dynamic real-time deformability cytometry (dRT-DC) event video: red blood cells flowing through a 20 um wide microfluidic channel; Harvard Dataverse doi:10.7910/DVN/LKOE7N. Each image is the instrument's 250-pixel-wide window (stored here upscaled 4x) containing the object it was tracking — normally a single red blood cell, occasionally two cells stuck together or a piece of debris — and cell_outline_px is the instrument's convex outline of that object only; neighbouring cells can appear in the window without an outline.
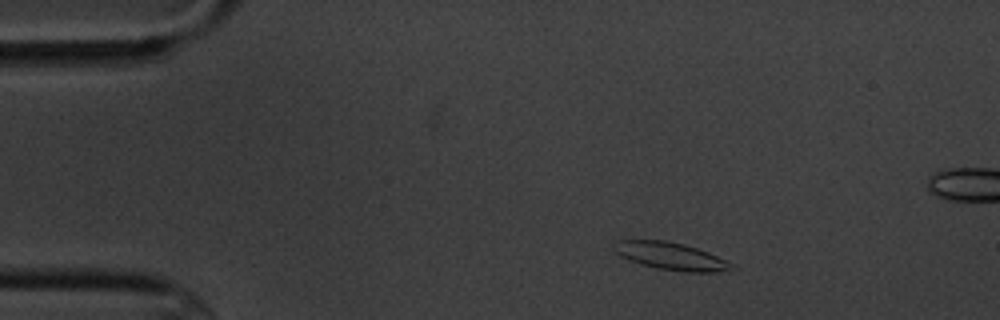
{"species": "common noctule bat (a hibernating species)", "species_latin": "Nyctalus noctula", "temperature_condition": "cold", "stored_images_in_passage": 3, "camera_frame_rate_fps": 3000, "um_per_image_px": 0.085, "animal": {"sex": "male", "body_mass_g": 20.1, "forearm_length_mm": 53.5}, "frame": {"image": 1, "passage_image": 1, "time_ms": 0.0, "image_size_px": [1000, 320], "cell_outline_px": [[740, 268], [716, 272], [684, 272], [656, 268], [640, 264], [620, 256], [612, 248], [612, 244], [616, 240], [668, 240], [684, 244], [708, 252]], "centroid_in_image_um": [57.0, 21.77], "position_along_channel_um": 28.0, "area_um2": 18.96}}